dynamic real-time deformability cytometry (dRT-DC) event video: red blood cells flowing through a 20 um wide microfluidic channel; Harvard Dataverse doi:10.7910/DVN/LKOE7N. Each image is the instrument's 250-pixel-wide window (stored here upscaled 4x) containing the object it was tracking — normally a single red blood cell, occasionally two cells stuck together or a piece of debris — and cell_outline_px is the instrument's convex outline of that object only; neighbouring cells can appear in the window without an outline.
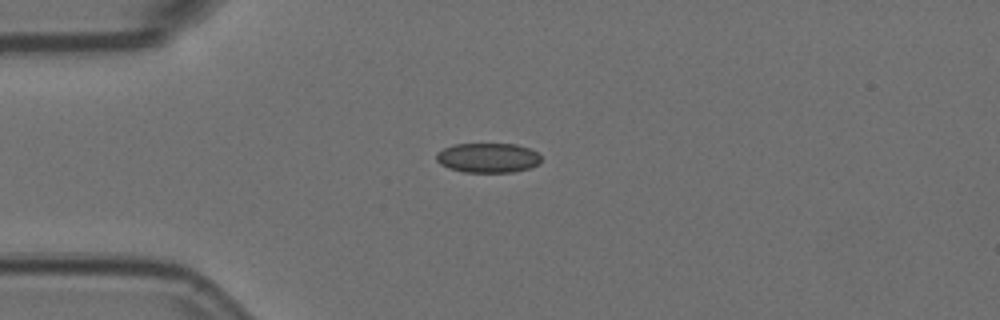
{"species": "Egyptian fruit bat (a non-hibernating species)", "species_latin": "Rousettus aegyptiacus", "temperature_condition": "room temperature", "stored_images_in_passage": 7, "camera_frame_rate_fps": 3000, "um_per_image_px": 0.085, "animal": {"sex": "female"}, "frame": {"image": 1, "passage_image": 1, "time_ms": 0.0, "image_size_px": [1000, 320], "cell_outline_px": [[540, 164], [532, 168], [512, 172], [464, 172], [448, 168], [440, 164], [436, 160], [436, 152], [452, 144], [516, 144], [528, 148], [536, 152], [540, 156]], "centroid_in_image_um": [41.46, 13.42], "position_along_channel_um": 43.5, "area_um2": 18.26}}
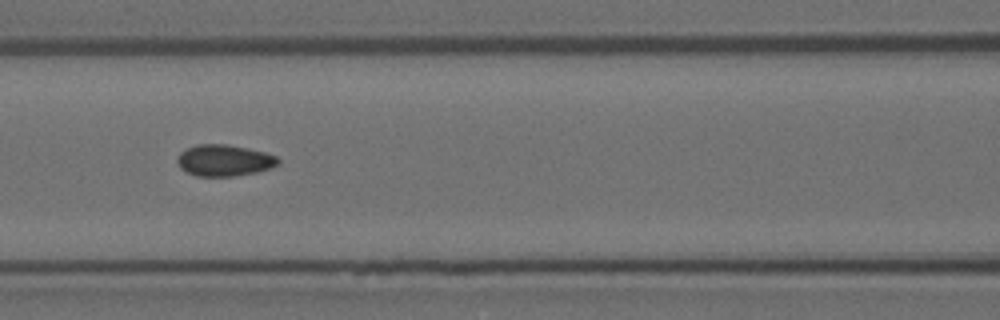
{"frame": {"image": 2, "passage_image": 4, "time_ms": 1.0, "image_size_px": [1000, 320], "cell_outline_px": [[280, 164], [272, 168], [256, 172], [232, 176], [196, 176], [180, 168], [176, 160], [180, 152], [196, 144], [224, 144], [248, 148], [264, 152], [276, 156], [280, 160]], "centroid_in_image_um": [19.07, 13.63], "position_along_channel_um": 147.5, "area_um2": 18.5}}
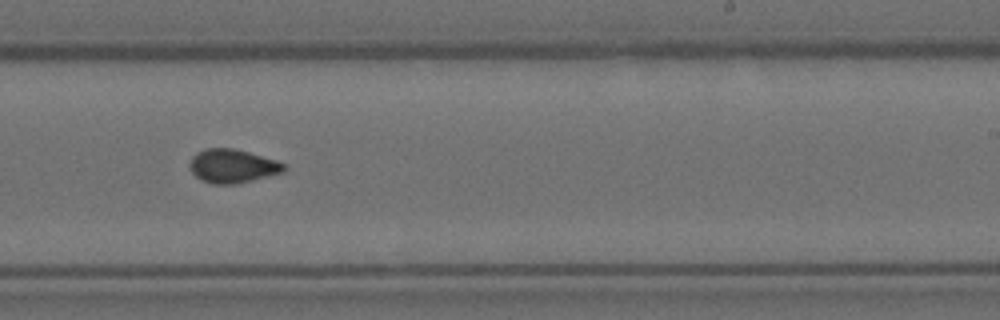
{"frame": {"image": 3, "passage_image": 7, "time_ms": 2.0, "image_size_px": [1000, 320], "cell_outline_px": [[284, 172], [236, 184], [212, 184], [200, 180], [192, 172], [188, 164], [192, 156], [196, 152], [208, 148], [232, 148], [248, 152], [276, 160], [284, 164]], "centroid_in_image_um": [19.72, 14.12], "position_along_channel_um": 269.3, "area_um2": 18.44}}